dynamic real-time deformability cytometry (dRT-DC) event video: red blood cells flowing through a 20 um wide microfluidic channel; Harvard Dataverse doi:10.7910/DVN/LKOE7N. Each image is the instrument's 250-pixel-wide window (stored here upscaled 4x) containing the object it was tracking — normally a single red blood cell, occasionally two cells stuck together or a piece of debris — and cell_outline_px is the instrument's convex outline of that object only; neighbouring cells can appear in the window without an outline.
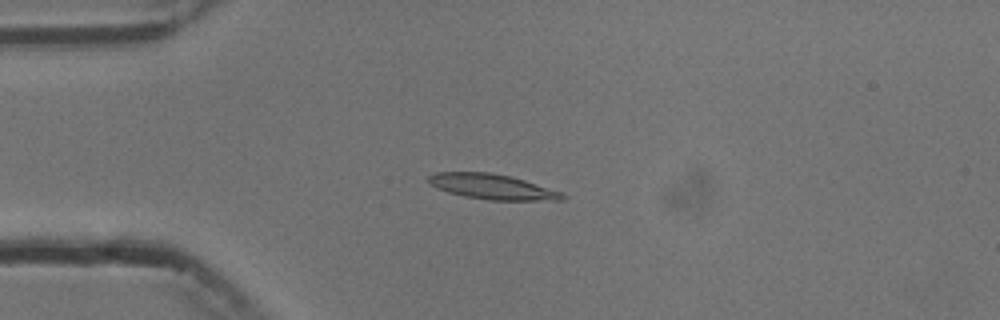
{"species": "common noctule bat (a hibernating species)", "species_latin": "Nyctalus noctula", "temperature_condition": "cold", "stored_images_in_passage": 4, "camera_frame_rate_fps": 3000, "um_per_image_px": 0.085, "animal": {"sex": "male", "body_mass_g": 13.3}, "frame": {"image": 1, "passage_image": 3, "time_ms": 3.0, "image_size_px": [1000, 320], "cell_outline_px": [[568, 196], [564, 200], [488, 200], [464, 196], [448, 192], [436, 188], [428, 184], [428, 176], [436, 172], [488, 172], [508, 176], [524, 180], [564, 192]], "centroid_in_image_um": [41.86, 15.87], "position_along_channel_um": 43.1, "area_um2": 19.77}}